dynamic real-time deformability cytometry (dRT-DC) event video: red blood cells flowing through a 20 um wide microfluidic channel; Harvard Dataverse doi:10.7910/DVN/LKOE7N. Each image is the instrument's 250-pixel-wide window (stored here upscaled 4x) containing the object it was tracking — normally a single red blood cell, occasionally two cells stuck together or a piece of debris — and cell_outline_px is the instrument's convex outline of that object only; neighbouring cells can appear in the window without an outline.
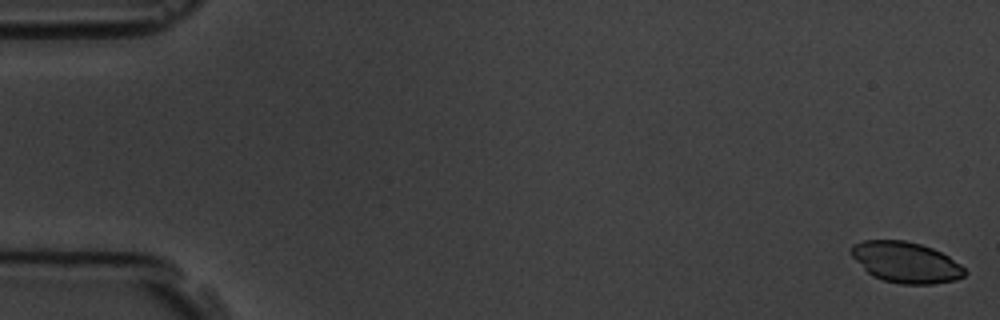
{"species": "common noctule bat (a hibernating species)", "species_latin": "Nyctalus noctula", "temperature_condition": "room temperature", "stored_images_in_passage": 8, "camera_frame_rate_fps": 3000, "um_per_image_px": 0.085, "animal": {"sex": "male", "body_mass_g": 19.5, "forearm_length_mm": 54.6}, "frame": {"image": 1, "passage_image": 1, "time_ms": 0.0, "image_size_px": [1000, 320], "cell_outline_px": [[968, 272], [964, 276], [956, 280], [932, 284], [900, 284], [884, 280], [872, 276], [852, 256], [852, 244], [864, 240], [904, 240], [920, 244], [932, 248], [948, 256], [960, 264]], "centroid_in_image_um": [77.02, 22.3], "position_along_channel_um": 8.0, "area_um2": 26.88}}
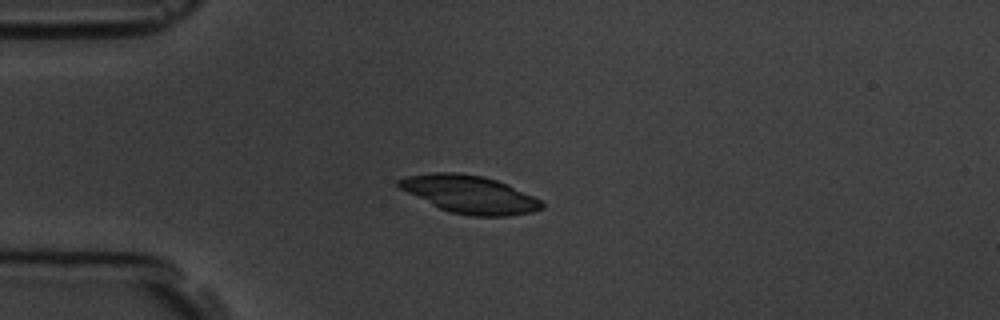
{"frame": {"image": 2, "passage_image": 5, "time_ms": 4.667, "image_size_px": [1000, 320], "cell_outline_px": [[544, 208], [532, 212], [508, 216], [472, 216], [452, 212], [440, 208], [400, 188], [396, 184], [396, 180], [404, 176], [432, 172], [456, 172], [484, 176], [508, 184], [540, 200], [544, 204]], "centroid_in_image_um": [39.92, 16.5], "position_along_channel_um": 45.1, "area_um2": 31.27}}